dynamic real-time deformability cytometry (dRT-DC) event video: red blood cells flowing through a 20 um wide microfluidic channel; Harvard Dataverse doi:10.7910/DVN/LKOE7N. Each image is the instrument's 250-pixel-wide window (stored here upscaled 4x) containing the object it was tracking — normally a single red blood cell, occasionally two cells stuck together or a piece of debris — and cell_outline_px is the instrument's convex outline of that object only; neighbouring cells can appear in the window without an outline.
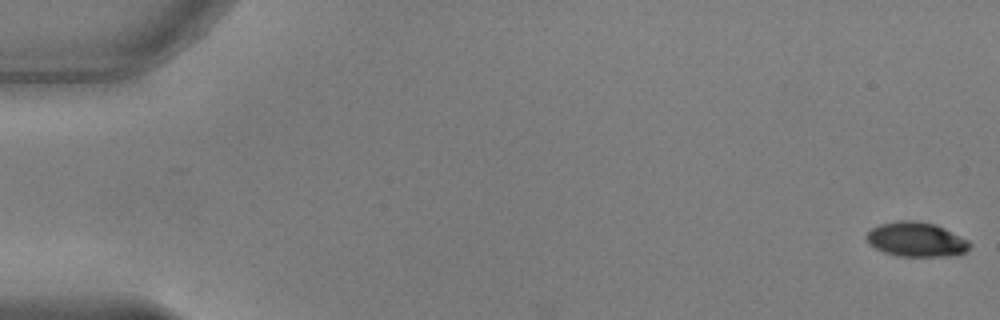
{"species": "common noctule bat (a hibernating species)", "species_latin": "Nyctalus noctula", "temperature_condition": "warm", "stored_images_in_passage": 53, "camera_frame_rate_fps": 3000, "um_per_image_px": 0.085, "animal": {"sex": "male", "body_mass_g": 17.9, "forearm_length_mm": 54.2}, "frame": {"image": 1, "passage_image": 1, "time_ms": 0.0, "image_size_px": [1000, 320], "cell_outline_px": [[972, 244], [964, 252], [956, 256], [896, 256], [884, 252], [868, 244], [864, 236], [872, 228], [880, 224], [900, 220], [916, 220], [936, 224], [968, 240]], "centroid_in_image_um": [77.86, 20.35], "position_along_channel_um": 7.1, "area_um2": 20.92}}
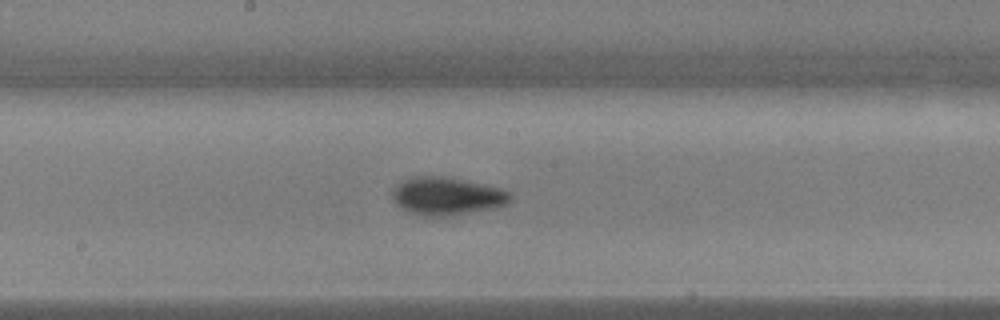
{"frame": {"image": 2, "passage_image": 29, "time_ms": 9.333, "image_size_px": [1000, 320], "cell_outline_px": [[512, 200], [508, 204], [492, 208], [452, 216], [416, 216], [400, 208], [392, 200], [392, 188], [396, 184], [408, 176], [444, 176], [484, 184], [500, 188], [508, 192], [512, 196]], "centroid_in_image_um": [37.92, 16.67], "position_along_channel_um": 210.3, "area_um2": 26.53}}
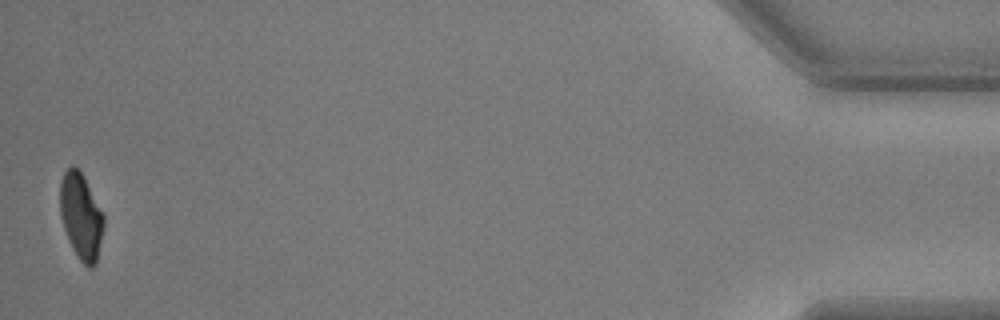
{"frame": {"image": 3, "passage_image": 53, "time_ms": 17.333, "image_size_px": [1000, 320], "cell_outline_px": [[104, 228], [96, 264], [92, 268], [88, 268], [80, 260], [72, 248], [64, 228], [60, 216], [60, 180], [64, 172], [72, 164], [84, 176], [104, 216]], "centroid_in_image_um": [6.89, 18.39], "position_along_channel_um": 428.3, "area_um2": 21.91}, "authors_computed_cell_mechanics": {"area_um2": 23.2934, "velocity_mm_per_s": 3.819, "shape_relaxation_time_tau1_ms": 3.163, "shape_relaxation_time_tau2_ms": 1.3943, "deformation_change_tau1": 0.1702, "deformation_change_tau2": 0.0489}}